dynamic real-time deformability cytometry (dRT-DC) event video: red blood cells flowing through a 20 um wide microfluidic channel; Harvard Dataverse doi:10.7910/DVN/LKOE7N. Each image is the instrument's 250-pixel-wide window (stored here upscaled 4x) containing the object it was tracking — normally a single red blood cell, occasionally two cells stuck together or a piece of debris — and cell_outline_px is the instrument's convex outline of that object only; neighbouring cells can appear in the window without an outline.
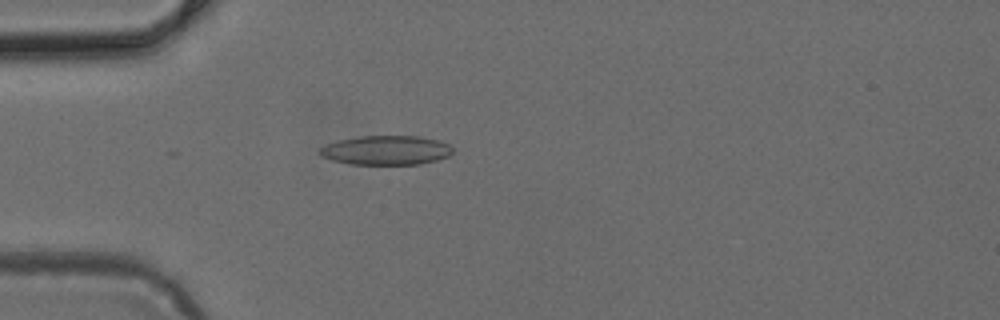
{"species": "common noctule bat (a hibernating species)", "species_latin": "Nyctalus noctula", "temperature_condition": "cold", "stored_images_in_passage": 3, "camera_frame_rate_fps": 3000, "um_per_image_px": 0.085, "animal": {"sex": "female", "body_mass_g": 24.6, "forearm_length_mm": 56.2}, "frame": {"image": 1, "passage_image": 3, "time_ms": 0.667, "image_size_px": [1000, 320], "cell_outline_px": [[452, 152], [448, 156], [436, 160], [420, 164], [348, 164], [332, 160], [320, 156], [320, 148], [336, 140], [360, 136], [416, 136], [440, 140], [448, 144], [452, 148]], "centroid_in_image_um": [32.81, 12.77], "position_along_channel_um": 52.2, "area_um2": 22.66}}